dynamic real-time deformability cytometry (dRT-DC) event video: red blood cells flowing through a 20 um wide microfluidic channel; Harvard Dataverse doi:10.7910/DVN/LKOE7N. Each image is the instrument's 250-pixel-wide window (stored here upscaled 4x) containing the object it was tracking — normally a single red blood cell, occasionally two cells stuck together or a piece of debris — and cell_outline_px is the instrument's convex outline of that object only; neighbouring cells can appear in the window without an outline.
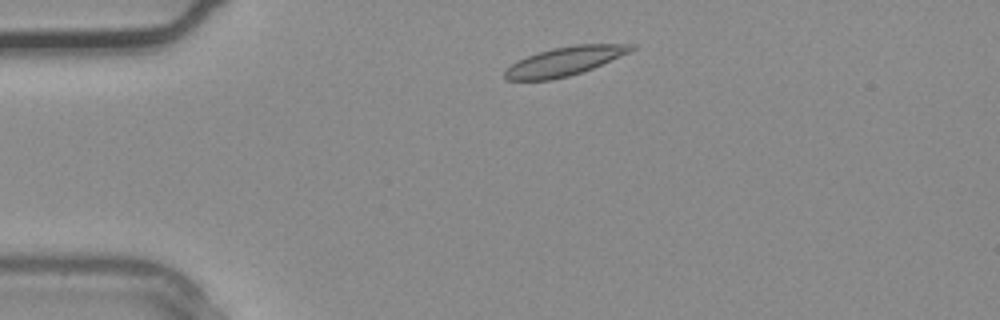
{"species": "common noctule bat (a hibernating species)", "species_latin": "Nyctalus noctula", "temperature_condition": "warm", "stored_images_in_passage": 2, "camera_frame_rate_fps": 3000, "um_per_image_px": 0.085, "animal": {"sex": "male", "body_mass_g": 20.4}, "frame": {"image": 1, "passage_image": 1, "time_ms": 0.0, "image_size_px": [1000, 320], "cell_outline_px": [[636, 48], [628, 52], [592, 68], [568, 76], [552, 80], [504, 80], [504, 72], [516, 60], [552, 48], [576, 44], [632, 44]], "centroid_in_image_um": [47.94, 5.21], "position_along_channel_um": 37.1, "area_um2": 20.87}}
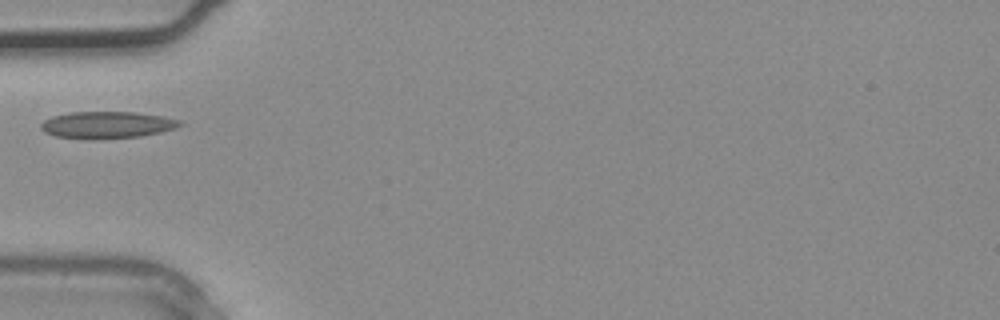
{"frame": {"image": 2, "passage_image": 2, "time_ms": 0.333, "image_size_px": [1000, 320], "cell_outline_px": [[184, 124], [176, 128], [160, 132], [140, 136], [96, 140], [84, 140], [56, 136], [44, 132], [40, 128], [40, 124], [44, 120], [52, 116], [72, 112], [136, 112], [164, 116], [180, 120]], "centroid_in_image_um": [9.09, 10.63], "position_along_channel_um": 75.9, "area_um2": 22.14}}